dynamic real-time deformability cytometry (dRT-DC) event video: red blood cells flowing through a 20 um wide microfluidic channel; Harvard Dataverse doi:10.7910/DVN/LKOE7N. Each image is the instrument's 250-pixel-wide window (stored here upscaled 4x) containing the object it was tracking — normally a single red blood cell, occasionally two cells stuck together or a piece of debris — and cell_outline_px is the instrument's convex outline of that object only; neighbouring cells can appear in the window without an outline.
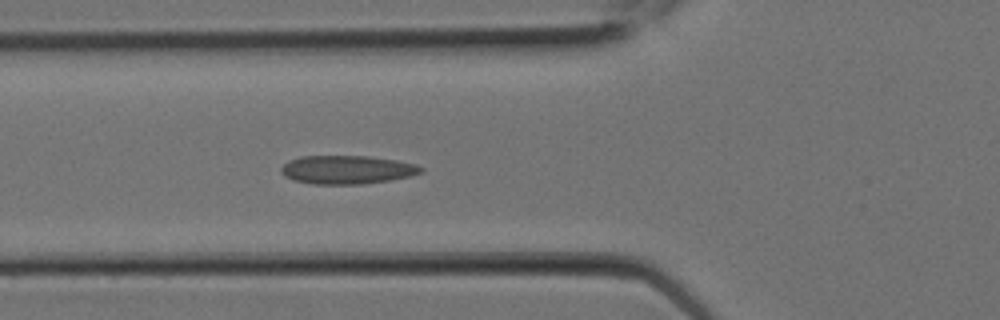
{"species": "Egyptian fruit bat (a non-hibernating species)", "species_latin": "Rousettus aegyptiacus", "temperature_condition": "room temperature", "stored_images_in_passage": 7, "camera_frame_rate_fps": 3000, "um_per_image_px": 0.085, "animal": {"sex": "female"}, "frame": {"image": 1, "passage_image": 7, "time_ms": 2.0, "image_size_px": [1000, 320], "cell_outline_px": [[424, 172], [412, 176], [364, 184], [312, 184], [292, 180], [284, 176], [280, 172], [280, 168], [288, 160], [300, 156], [368, 156], [396, 160], [416, 164], [424, 168]], "centroid_in_image_um": [29.49, 14.42], "position_along_channel_um": 96.3, "area_um2": 23.47}}